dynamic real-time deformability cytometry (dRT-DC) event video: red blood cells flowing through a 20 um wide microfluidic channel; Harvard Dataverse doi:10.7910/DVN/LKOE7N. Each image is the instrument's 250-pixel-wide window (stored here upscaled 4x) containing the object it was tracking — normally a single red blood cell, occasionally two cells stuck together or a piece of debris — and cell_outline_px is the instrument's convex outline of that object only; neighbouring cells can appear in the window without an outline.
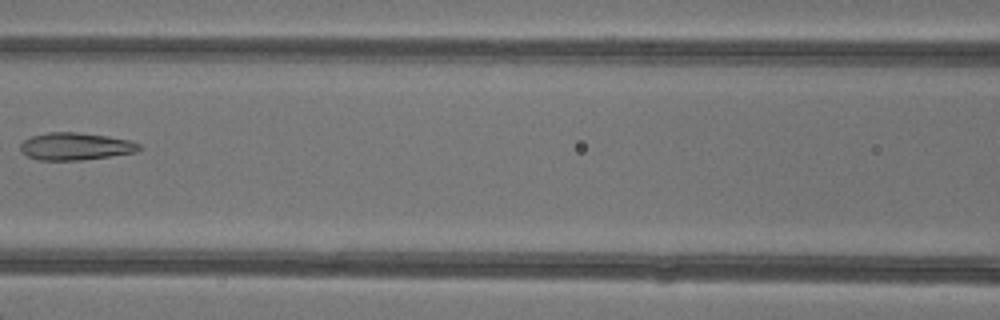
{"species": "common noctule bat (a hibernating species)", "species_latin": "Nyctalus noctula", "temperature_condition": "warm", "stored_images_in_passage": 6, "camera_frame_rate_fps": 3000, "um_per_image_px": 0.085, "animal": {"sex": "female"}, "frame": {"image": 1, "passage_image": 6, "time_ms": 6.0, "image_size_px": [1000, 320], "cell_outline_px": [[140, 148], [136, 152], [80, 160], [40, 160], [28, 156], [20, 152], [20, 144], [24, 140], [32, 136], [48, 132], [76, 132], [108, 136], [128, 140], [140, 144]], "centroid_in_image_um": [6.38, 12.43], "position_along_channel_um": 160.2, "area_um2": 18.79}}